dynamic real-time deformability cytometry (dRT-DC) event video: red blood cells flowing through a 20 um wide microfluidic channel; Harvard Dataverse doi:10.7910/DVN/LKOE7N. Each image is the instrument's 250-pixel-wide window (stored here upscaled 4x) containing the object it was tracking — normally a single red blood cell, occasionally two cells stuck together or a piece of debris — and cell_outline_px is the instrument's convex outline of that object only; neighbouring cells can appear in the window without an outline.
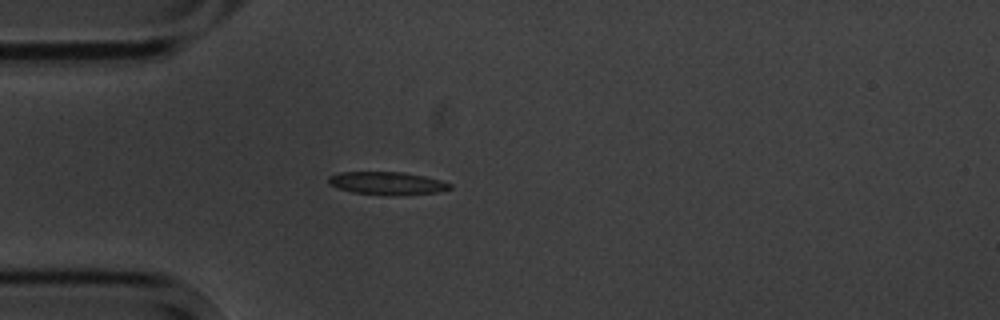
{"species": "common noctule bat (a hibernating species)", "species_latin": "Nyctalus noctula", "temperature_condition": "cold", "stored_images_in_passage": 1, "camera_frame_rate_fps": 3000, "um_per_image_px": 0.085, "animal": {"sex": "male", "body_mass_g": 20.1, "forearm_length_mm": 53.5}, "frame": {"image": 1, "passage_image": 1, "time_ms": 0.0, "image_size_px": [1000, 320], "cell_outline_px": [[452, 188], [440, 192], [396, 196], [392, 196], [352, 192], [336, 188], [328, 184], [328, 176], [340, 172], [404, 172], [424, 176], [440, 180], [452, 184]], "centroid_in_image_um": [32.9, 15.59], "position_along_channel_um": 52.1, "area_um2": 16.47}}